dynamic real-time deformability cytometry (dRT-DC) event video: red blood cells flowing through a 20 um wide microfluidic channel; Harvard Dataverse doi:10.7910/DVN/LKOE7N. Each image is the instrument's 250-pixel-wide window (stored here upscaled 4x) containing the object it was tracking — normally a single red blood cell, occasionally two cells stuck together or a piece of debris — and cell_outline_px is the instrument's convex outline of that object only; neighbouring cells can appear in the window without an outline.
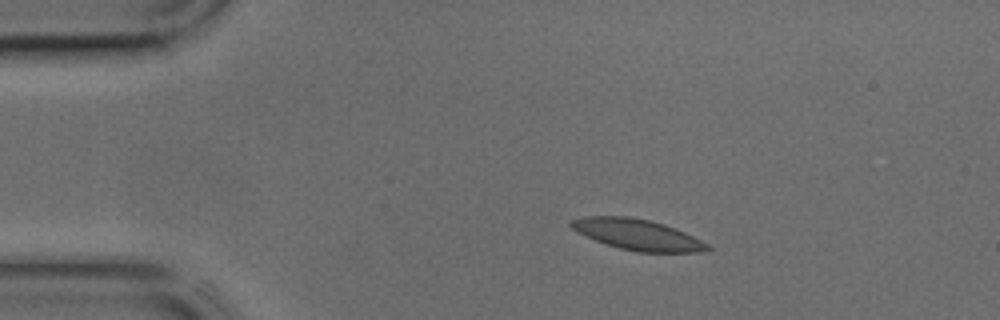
{"species": "common noctule bat (a hibernating species)", "species_latin": "Nyctalus noctula", "temperature_condition": "cold", "stored_images_in_passage": 11, "camera_frame_rate_fps": 3000, "um_per_image_px": 0.085, "animal": {"sex": "male", "body_mass_g": 17.9, "forearm_length_mm": 54.2}, "frame": {"image": 1, "passage_image": 7, "time_ms": 2.0, "image_size_px": [1000, 320], "cell_outline_px": [[712, 248], [700, 252], [640, 252], [620, 248], [596, 240], [576, 232], [568, 224], [572, 220], [584, 216], [628, 216], [648, 220], [664, 224], [676, 228], [708, 244]], "centroid_in_image_um": [54.17, 19.93], "position_along_channel_um": 30.8, "area_um2": 24.22}}